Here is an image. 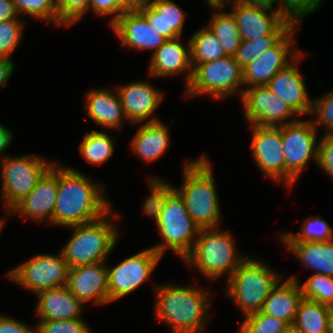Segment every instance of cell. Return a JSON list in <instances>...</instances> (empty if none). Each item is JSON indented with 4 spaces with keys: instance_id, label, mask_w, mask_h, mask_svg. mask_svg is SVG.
Segmentation results:
<instances>
[{
    "instance_id": "obj_52",
    "label": "cell",
    "mask_w": 333,
    "mask_h": 333,
    "mask_svg": "<svg viewBox=\"0 0 333 333\" xmlns=\"http://www.w3.org/2000/svg\"><path fill=\"white\" fill-rule=\"evenodd\" d=\"M210 9L212 10H219V9H224L225 7H229L230 3L232 0H205Z\"/></svg>"
},
{
    "instance_id": "obj_42",
    "label": "cell",
    "mask_w": 333,
    "mask_h": 333,
    "mask_svg": "<svg viewBox=\"0 0 333 333\" xmlns=\"http://www.w3.org/2000/svg\"><path fill=\"white\" fill-rule=\"evenodd\" d=\"M58 26L70 27L90 11V0H56Z\"/></svg>"
},
{
    "instance_id": "obj_11",
    "label": "cell",
    "mask_w": 333,
    "mask_h": 333,
    "mask_svg": "<svg viewBox=\"0 0 333 333\" xmlns=\"http://www.w3.org/2000/svg\"><path fill=\"white\" fill-rule=\"evenodd\" d=\"M58 253H39L11 268L6 276L35 295L43 290L66 286L70 268L62 252Z\"/></svg>"
},
{
    "instance_id": "obj_30",
    "label": "cell",
    "mask_w": 333,
    "mask_h": 333,
    "mask_svg": "<svg viewBox=\"0 0 333 333\" xmlns=\"http://www.w3.org/2000/svg\"><path fill=\"white\" fill-rule=\"evenodd\" d=\"M212 17L207 25L224 48L226 56H234L242 43V37L231 12L224 9L212 10ZM227 11V12H226Z\"/></svg>"
},
{
    "instance_id": "obj_40",
    "label": "cell",
    "mask_w": 333,
    "mask_h": 333,
    "mask_svg": "<svg viewBox=\"0 0 333 333\" xmlns=\"http://www.w3.org/2000/svg\"><path fill=\"white\" fill-rule=\"evenodd\" d=\"M25 26V21L20 16L0 22V57L11 59L22 41Z\"/></svg>"
},
{
    "instance_id": "obj_28",
    "label": "cell",
    "mask_w": 333,
    "mask_h": 333,
    "mask_svg": "<svg viewBox=\"0 0 333 333\" xmlns=\"http://www.w3.org/2000/svg\"><path fill=\"white\" fill-rule=\"evenodd\" d=\"M314 273L333 276V240L321 242L281 243Z\"/></svg>"
},
{
    "instance_id": "obj_15",
    "label": "cell",
    "mask_w": 333,
    "mask_h": 333,
    "mask_svg": "<svg viewBox=\"0 0 333 333\" xmlns=\"http://www.w3.org/2000/svg\"><path fill=\"white\" fill-rule=\"evenodd\" d=\"M252 137L250 149L262 174L274 182L285 185V158L283 153L281 126L250 125Z\"/></svg>"
},
{
    "instance_id": "obj_48",
    "label": "cell",
    "mask_w": 333,
    "mask_h": 333,
    "mask_svg": "<svg viewBox=\"0 0 333 333\" xmlns=\"http://www.w3.org/2000/svg\"><path fill=\"white\" fill-rule=\"evenodd\" d=\"M18 16L12 0H0V22L15 19Z\"/></svg>"
},
{
    "instance_id": "obj_51",
    "label": "cell",
    "mask_w": 333,
    "mask_h": 333,
    "mask_svg": "<svg viewBox=\"0 0 333 333\" xmlns=\"http://www.w3.org/2000/svg\"><path fill=\"white\" fill-rule=\"evenodd\" d=\"M121 3L128 10H139L145 5H148L150 3V0H121Z\"/></svg>"
},
{
    "instance_id": "obj_33",
    "label": "cell",
    "mask_w": 333,
    "mask_h": 333,
    "mask_svg": "<svg viewBox=\"0 0 333 333\" xmlns=\"http://www.w3.org/2000/svg\"><path fill=\"white\" fill-rule=\"evenodd\" d=\"M281 243L321 242L333 240V228L319 216L306 218L297 233L278 232Z\"/></svg>"
},
{
    "instance_id": "obj_18",
    "label": "cell",
    "mask_w": 333,
    "mask_h": 333,
    "mask_svg": "<svg viewBox=\"0 0 333 333\" xmlns=\"http://www.w3.org/2000/svg\"><path fill=\"white\" fill-rule=\"evenodd\" d=\"M129 125L160 121L152 115L162 103L164 94L151 82L133 81L115 88Z\"/></svg>"
},
{
    "instance_id": "obj_20",
    "label": "cell",
    "mask_w": 333,
    "mask_h": 333,
    "mask_svg": "<svg viewBox=\"0 0 333 333\" xmlns=\"http://www.w3.org/2000/svg\"><path fill=\"white\" fill-rule=\"evenodd\" d=\"M304 55L305 52H301L266 84V87L284 100L300 117L310 115L312 104L305 84L306 79L299 71L298 66V62L300 63Z\"/></svg>"
},
{
    "instance_id": "obj_36",
    "label": "cell",
    "mask_w": 333,
    "mask_h": 333,
    "mask_svg": "<svg viewBox=\"0 0 333 333\" xmlns=\"http://www.w3.org/2000/svg\"><path fill=\"white\" fill-rule=\"evenodd\" d=\"M285 34L263 35L257 39L242 40L234 58L243 69L259 57L265 50L273 47Z\"/></svg>"
},
{
    "instance_id": "obj_14",
    "label": "cell",
    "mask_w": 333,
    "mask_h": 333,
    "mask_svg": "<svg viewBox=\"0 0 333 333\" xmlns=\"http://www.w3.org/2000/svg\"><path fill=\"white\" fill-rule=\"evenodd\" d=\"M299 26H293L273 47L265 50L243 68V92L253 86H264L281 69L291 63L302 51L295 48L294 38ZM294 45V46H293Z\"/></svg>"
},
{
    "instance_id": "obj_45",
    "label": "cell",
    "mask_w": 333,
    "mask_h": 333,
    "mask_svg": "<svg viewBox=\"0 0 333 333\" xmlns=\"http://www.w3.org/2000/svg\"><path fill=\"white\" fill-rule=\"evenodd\" d=\"M97 16H111L110 26L117 18L128 9L121 3V0H90V11Z\"/></svg>"
},
{
    "instance_id": "obj_31",
    "label": "cell",
    "mask_w": 333,
    "mask_h": 333,
    "mask_svg": "<svg viewBox=\"0 0 333 333\" xmlns=\"http://www.w3.org/2000/svg\"><path fill=\"white\" fill-rule=\"evenodd\" d=\"M189 42L193 69L201 63L218 60L226 56L220 41L208 26L195 31L189 37Z\"/></svg>"
},
{
    "instance_id": "obj_50",
    "label": "cell",
    "mask_w": 333,
    "mask_h": 333,
    "mask_svg": "<svg viewBox=\"0 0 333 333\" xmlns=\"http://www.w3.org/2000/svg\"><path fill=\"white\" fill-rule=\"evenodd\" d=\"M232 2H239L246 5L263 7L278 11V0H232ZM275 4L277 5L276 8H274Z\"/></svg>"
},
{
    "instance_id": "obj_8",
    "label": "cell",
    "mask_w": 333,
    "mask_h": 333,
    "mask_svg": "<svg viewBox=\"0 0 333 333\" xmlns=\"http://www.w3.org/2000/svg\"><path fill=\"white\" fill-rule=\"evenodd\" d=\"M155 226L162 240L153 250L162 257L170 249L181 260L192 251L200 230L176 191L168 197Z\"/></svg>"
},
{
    "instance_id": "obj_32",
    "label": "cell",
    "mask_w": 333,
    "mask_h": 333,
    "mask_svg": "<svg viewBox=\"0 0 333 333\" xmlns=\"http://www.w3.org/2000/svg\"><path fill=\"white\" fill-rule=\"evenodd\" d=\"M82 137L79 151L87 163L102 165L113 156L116 140L106 131L91 130Z\"/></svg>"
},
{
    "instance_id": "obj_13",
    "label": "cell",
    "mask_w": 333,
    "mask_h": 333,
    "mask_svg": "<svg viewBox=\"0 0 333 333\" xmlns=\"http://www.w3.org/2000/svg\"><path fill=\"white\" fill-rule=\"evenodd\" d=\"M241 104L249 125L280 127L300 120L296 119L299 115L266 85L244 90Z\"/></svg>"
},
{
    "instance_id": "obj_35",
    "label": "cell",
    "mask_w": 333,
    "mask_h": 333,
    "mask_svg": "<svg viewBox=\"0 0 333 333\" xmlns=\"http://www.w3.org/2000/svg\"><path fill=\"white\" fill-rule=\"evenodd\" d=\"M300 286L303 298L333 308V276L313 273Z\"/></svg>"
},
{
    "instance_id": "obj_26",
    "label": "cell",
    "mask_w": 333,
    "mask_h": 333,
    "mask_svg": "<svg viewBox=\"0 0 333 333\" xmlns=\"http://www.w3.org/2000/svg\"><path fill=\"white\" fill-rule=\"evenodd\" d=\"M170 129L164 122L140 123L130 140L131 151L145 163L156 161L170 147Z\"/></svg>"
},
{
    "instance_id": "obj_12",
    "label": "cell",
    "mask_w": 333,
    "mask_h": 333,
    "mask_svg": "<svg viewBox=\"0 0 333 333\" xmlns=\"http://www.w3.org/2000/svg\"><path fill=\"white\" fill-rule=\"evenodd\" d=\"M161 257L152 247L123 259L119 264L107 266L109 303L122 299L150 279Z\"/></svg>"
},
{
    "instance_id": "obj_39",
    "label": "cell",
    "mask_w": 333,
    "mask_h": 333,
    "mask_svg": "<svg viewBox=\"0 0 333 333\" xmlns=\"http://www.w3.org/2000/svg\"><path fill=\"white\" fill-rule=\"evenodd\" d=\"M325 0H278V12L295 26L311 13L320 10Z\"/></svg>"
},
{
    "instance_id": "obj_16",
    "label": "cell",
    "mask_w": 333,
    "mask_h": 333,
    "mask_svg": "<svg viewBox=\"0 0 333 333\" xmlns=\"http://www.w3.org/2000/svg\"><path fill=\"white\" fill-rule=\"evenodd\" d=\"M58 195V164L54 163L45 171L38 180L35 188L11 210L10 217L27 218L41 223L52 221L55 202Z\"/></svg>"
},
{
    "instance_id": "obj_17",
    "label": "cell",
    "mask_w": 333,
    "mask_h": 333,
    "mask_svg": "<svg viewBox=\"0 0 333 333\" xmlns=\"http://www.w3.org/2000/svg\"><path fill=\"white\" fill-rule=\"evenodd\" d=\"M229 6L242 40L257 39L269 34H286L294 26L277 10L239 2H231Z\"/></svg>"
},
{
    "instance_id": "obj_24",
    "label": "cell",
    "mask_w": 333,
    "mask_h": 333,
    "mask_svg": "<svg viewBox=\"0 0 333 333\" xmlns=\"http://www.w3.org/2000/svg\"><path fill=\"white\" fill-rule=\"evenodd\" d=\"M36 314L39 320H71L83 318L84 304L77 299L67 286L38 292Z\"/></svg>"
},
{
    "instance_id": "obj_9",
    "label": "cell",
    "mask_w": 333,
    "mask_h": 333,
    "mask_svg": "<svg viewBox=\"0 0 333 333\" xmlns=\"http://www.w3.org/2000/svg\"><path fill=\"white\" fill-rule=\"evenodd\" d=\"M0 162V196L4 212L10 216V210L35 188L40 177L54 162L35 153L14 157L9 155Z\"/></svg>"
},
{
    "instance_id": "obj_19",
    "label": "cell",
    "mask_w": 333,
    "mask_h": 333,
    "mask_svg": "<svg viewBox=\"0 0 333 333\" xmlns=\"http://www.w3.org/2000/svg\"><path fill=\"white\" fill-rule=\"evenodd\" d=\"M120 41L121 48L152 50V54L167 40L151 27L139 10L124 11L110 26Z\"/></svg>"
},
{
    "instance_id": "obj_41",
    "label": "cell",
    "mask_w": 333,
    "mask_h": 333,
    "mask_svg": "<svg viewBox=\"0 0 333 333\" xmlns=\"http://www.w3.org/2000/svg\"><path fill=\"white\" fill-rule=\"evenodd\" d=\"M310 114L315 116L310 121L317 131L320 127L325 130L323 135L333 134V91L313 99Z\"/></svg>"
},
{
    "instance_id": "obj_38",
    "label": "cell",
    "mask_w": 333,
    "mask_h": 333,
    "mask_svg": "<svg viewBox=\"0 0 333 333\" xmlns=\"http://www.w3.org/2000/svg\"><path fill=\"white\" fill-rule=\"evenodd\" d=\"M239 333H284L290 326L281 319L267 315L262 311L243 317Z\"/></svg>"
},
{
    "instance_id": "obj_22",
    "label": "cell",
    "mask_w": 333,
    "mask_h": 333,
    "mask_svg": "<svg viewBox=\"0 0 333 333\" xmlns=\"http://www.w3.org/2000/svg\"><path fill=\"white\" fill-rule=\"evenodd\" d=\"M181 37L167 39L160 48L151 54L148 74L153 78H168L184 75L185 88L189 85L193 67L191 63L190 42L182 44Z\"/></svg>"
},
{
    "instance_id": "obj_1",
    "label": "cell",
    "mask_w": 333,
    "mask_h": 333,
    "mask_svg": "<svg viewBox=\"0 0 333 333\" xmlns=\"http://www.w3.org/2000/svg\"><path fill=\"white\" fill-rule=\"evenodd\" d=\"M103 184L58 162V195L50 225L69 227L100 219L112 209Z\"/></svg>"
},
{
    "instance_id": "obj_29",
    "label": "cell",
    "mask_w": 333,
    "mask_h": 333,
    "mask_svg": "<svg viewBox=\"0 0 333 333\" xmlns=\"http://www.w3.org/2000/svg\"><path fill=\"white\" fill-rule=\"evenodd\" d=\"M332 316V307L303 298L291 327L299 333H329Z\"/></svg>"
},
{
    "instance_id": "obj_55",
    "label": "cell",
    "mask_w": 333,
    "mask_h": 333,
    "mask_svg": "<svg viewBox=\"0 0 333 333\" xmlns=\"http://www.w3.org/2000/svg\"><path fill=\"white\" fill-rule=\"evenodd\" d=\"M284 333H299V332L297 330H295L294 328L290 327Z\"/></svg>"
},
{
    "instance_id": "obj_3",
    "label": "cell",
    "mask_w": 333,
    "mask_h": 333,
    "mask_svg": "<svg viewBox=\"0 0 333 333\" xmlns=\"http://www.w3.org/2000/svg\"><path fill=\"white\" fill-rule=\"evenodd\" d=\"M210 159L205 154L186 160L183 181L175 191L185 203L188 214L200 229L219 228L222 224L215 177Z\"/></svg>"
},
{
    "instance_id": "obj_2",
    "label": "cell",
    "mask_w": 333,
    "mask_h": 333,
    "mask_svg": "<svg viewBox=\"0 0 333 333\" xmlns=\"http://www.w3.org/2000/svg\"><path fill=\"white\" fill-rule=\"evenodd\" d=\"M193 284L153 285L155 320L168 326L172 333H200L209 324L211 291Z\"/></svg>"
},
{
    "instance_id": "obj_4",
    "label": "cell",
    "mask_w": 333,
    "mask_h": 333,
    "mask_svg": "<svg viewBox=\"0 0 333 333\" xmlns=\"http://www.w3.org/2000/svg\"><path fill=\"white\" fill-rule=\"evenodd\" d=\"M249 257L237 250L236 242L228 230L200 229L192 251L182 260L189 268H196L210 281L226 276V280Z\"/></svg>"
},
{
    "instance_id": "obj_34",
    "label": "cell",
    "mask_w": 333,
    "mask_h": 333,
    "mask_svg": "<svg viewBox=\"0 0 333 333\" xmlns=\"http://www.w3.org/2000/svg\"><path fill=\"white\" fill-rule=\"evenodd\" d=\"M146 179L148 180L150 195L144 199L143 212L145 216L147 215L148 218L151 217L152 220H155L156 224L168 197L175 191V187L161 177L151 176Z\"/></svg>"
},
{
    "instance_id": "obj_43",
    "label": "cell",
    "mask_w": 333,
    "mask_h": 333,
    "mask_svg": "<svg viewBox=\"0 0 333 333\" xmlns=\"http://www.w3.org/2000/svg\"><path fill=\"white\" fill-rule=\"evenodd\" d=\"M38 333H91L83 318L71 320H38Z\"/></svg>"
},
{
    "instance_id": "obj_21",
    "label": "cell",
    "mask_w": 333,
    "mask_h": 333,
    "mask_svg": "<svg viewBox=\"0 0 333 333\" xmlns=\"http://www.w3.org/2000/svg\"><path fill=\"white\" fill-rule=\"evenodd\" d=\"M66 286L84 305L91 301L98 306L109 304L106 262L70 268Z\"/></svg>"
},
{
    "instance_id": "obj_7",
    "label": "cell",
    "mask_w": 333,
    "mask_h": 333,
    "mask_svg": "<svg viewBox=\"0 0 333 333\" xmlns=\"http://www.w3.org/2000/svg\"><path fill=\"white\" fill-rule=\"evenodd\" d=\"M243 69L234 56H225L218 60L197 65L189 85L184 88L183 97L210 95L222 100L239 94L243 95Z\"/></svg>"
},
{
    "instance_id": "obj_25",
    "label": "cell",
    "mask_w": 333,
    "mask_h": 333,
    "mask_svg": "<svg viewBox=\"0 0 333 333\" xmlns=\"http://www.w3.org/2000/svg\"><path fill=\"white\" fill-rule=\"evenodd\" d=\"M302 299L299 278L296 275L286 279L283 277L268 295L261 311L283 320L291 327Z\"/></svg>"
},
{
    "instance_id": "obj_53",
    "label": "cell",
    "mask_w": 333,
    "mask_h": 333,
    "mask_svg": "<svg viewBox=\"0 0 333 333\" xmlns=\"http://www.w3.org/2000/svg\"><path fill=\"white\" fill-rule=\"evenodd\" d=\"M6 218H1L0 217V233H1V231L3 230V228H4V225H5V223H6Z\"/></svg>"
},
{
    "instance_id": "obj_10",
    "label": "cell",
    "mask_w": 333,
    "mask_h": 333,
    "mask_svg": "<svg viewBox=\"0 0 333 333\" xmlns=\"http://www.w3.org/2000/svg\"><path fill=\"white\" fill-rule=\"evenodd\" d=\"M318 131L310 119H301L281 126L283 153L285 158V186L289 191L307 167L309 161H318Z\"/></svg>"
},
{
    "instance_id": "obj_5",
    "label": "cell",
    "mask_w": 333,
    "mask_h": 333,
    "mask_svg": "<svg viewBox=\"0 0 333 333\" xmlns=\"http://www.w3.org/2000/svg\"><path fill=\"white\" fill-rule=\"evenodd\" d=\"M113 208L100 219L66 227L73 231L60 251L69 268L82 265L108 262L111 252L119 242V229L114 221L118 214Z\"/></svg>"
},
{
    "instance_id": "obj_6",
    "label": "cell",
    "mask_w": 333,
    "mask_h": 333,
    "mask_svg": "<svg viewBox=\"0 0 333 333\" xmlns=\"http://www.w3.org/2000/svg\"><path fill=\"white\" fill-rule=\"evenodd\" d=\"M248 257L225 280L227 297L239 308L242 318L262 310L264 302L277 283L284 277L264 261ZM244 315V316H243Z\"/></svg>"
},
{
    "instance_id": "obj_49",
    "label": "cell",
    "mask_w": 333,
    "mask_h": 333,
    "mask_svg": "<svg viewBox=\"0 0 333 333\" xmlns=\"http://www.w3.org/2000/svg\"><path fill=\"white\" fill-rule=\"evenodd\" d=\"M12 141H13L12 131L8 127H6L4 124L0 123V159L1 160L7 156V154H4V151L7 150L8 146L11 145Z\"/></svg>"
},
{
    "instance_id": "obj_54",
    "label": "cell",
    "mask_w": 333,
    "mask_h": 333,
    "mask_svg": "<svg viewBox=\"0 0 333 333\" xmlns=\"http://www.w3.org/2000/svg\"><path fill=\"white\" fill-rule=\"evenodd\" d=\"M329 333H333V316L330 320V324H329Z\"/></svg>"
},
{
    "instance_id": "obj_27",
    "label": "cell",
    "mask_w": 333,
    "mask_h": 333,
    "mask_svg": "<svg viewBox=\"0 0 333 333\" xmlns=\"http://www.w3.org/2000/svg\"><path fill=\"white\" fill-rule=\"evenodd\" d=\"M139 11L151 27L167 39L182 37L186 13L173 0H150Z\"/></svg>"
},
{
    "instance_id": "obj_46",
    "label": "cell",
    "mask_w": 333,
    "mask_h": 333,
    "mask_svg": "<svg viewBox=\"0 0 333 333\" xmlns=\"http://www.w3.org/2000/svg\"><path fill=\"white\" fill-rule=\"evenodd\" d=\"M0 333H38L37 325L32 327L19 319L0 313Z\"/></svg>"
},
{
    "instance_id": "obj_47",
    "label": "cell",
    "mask_w": 333,
    "mask_h": 333,
    "mask_svg": "<svg viewBox=\"0 0 333 333\" xmlns=\"http://www.w3.org/2000/svg\"><path fill=\"white\" fill-rule=\"evenodd\" d=\"M16 64L13 59L7 57H0V89L6 85L15 71Z\"/></svg>"
},
{
    "instance_id": "obj_23",
    "label": "cell",
    "mask_w": 333,
    "mask_h": 333,
    "mask_svg": "<svg viewBox=\"0 0 333 333\" xmlns=\"http://www.w3.org/2000/svg\"><path fill=\"white\" fill-rule=\"evenodd\" d=\"M86 116L103 129L120 130L125 117L123 106L116 89H89L84 97Z\"/></svg>"
},
{
    "instance_id": "obj_44",
    "label": "cell",
    "mask_w": 333,
    "mask_h": 333,
    "mask_svg": "<svg viewBox=\"0 0 333 333\" xmlns=\"http://www.w3.org/2000/svg\"><path fill=\"white\" fill-rule=\"evenodd\" d=\"M317 166L333 181V134L322 135L320 138Z\"/></svg>"
},
{
    "instance_id": "obj_37",
    "label": "cell",
    "mask_w": 333,
    "mask_h": 333,
    "mask_svg": "<svg viewBox=\"0 0 333 333\" xmlns=\"http://www.w3.org/2000/svg\"><path fill=\"white\" fill-rule=\"evenodd\" d=\"M19 16L53 23L58 26L56 0H12Z\"/></svg>"
}]
</instances>
